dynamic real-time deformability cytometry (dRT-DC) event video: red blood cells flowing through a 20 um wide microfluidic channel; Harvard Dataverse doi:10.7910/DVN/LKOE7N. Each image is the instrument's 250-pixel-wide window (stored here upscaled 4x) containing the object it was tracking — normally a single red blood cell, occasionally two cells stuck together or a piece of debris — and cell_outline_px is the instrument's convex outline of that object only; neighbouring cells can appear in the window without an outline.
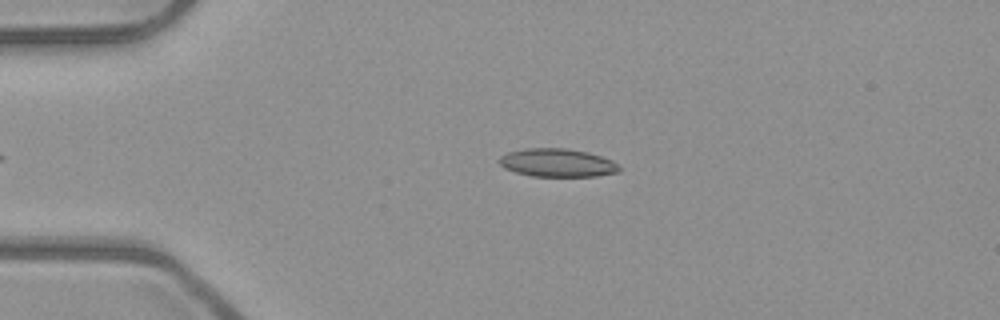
{"species": "common noctule bat (a hibernating species)", "species_latin": "Nyctalus noctula", "temperature_condition": "room temperature", "stored_images_in_passage": 39, "camera_frame_rate_fps": 3000, "um_per_image_px": 0.085, "animal": {"sex": "male", "body_mass_g": 23.1, "forearm_length_mm": 52.7}, "frame": {"image": 1, "passage_image": 5, "time_ms": 1.333, "image_size_px": [1000, 320], "cell_outline_px": [[620, 172], [596, 176], [532, 176], [516, 172], [504, 168], [500, 164], [500, 156], [508, 152], [528, 148], [568, 148], [588, 152], [612, 160], [620, 168]], "centroid_in_image_um": [47.38, 13.83], "position_along_channel_um": 37.6, "area_um2": 19.65}}
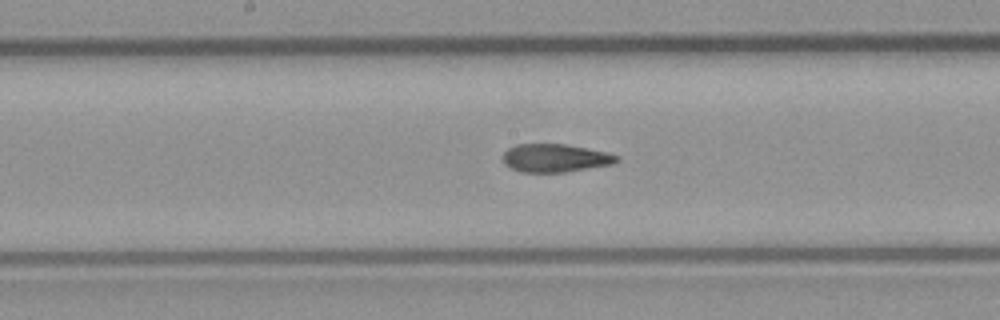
{"frame": {"image": 2, "passage_image": 20, "time_ms": 6.333, "image_size_px": [1000, 320], "cell_outline_px": [[620, 160], [612, 164], [564, 172], [520, 172], [504, 164], [504, 152], [508, 148], [516, 144], [564, 144], [604, 152], [620, 156]], "centroid_in_image_um": [47.17, 13.43], "position_along_channel_um": 201.0, "area_um2": 18.44}}
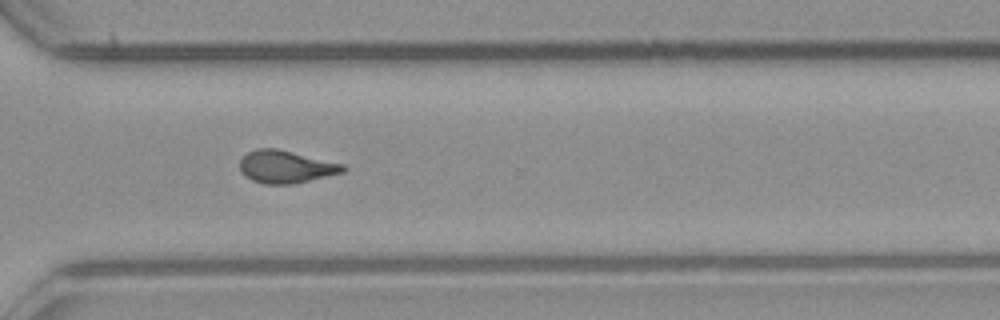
{"frame": {"image": 3, "passage_image": 31, "time_ms": 10.0, "image_size_px": [1000, 320], "cell_outline_px": [[348, 168], [344, 172], [292, 184], [264, 184], [252, 180], [244, 176], [240, 172], [240, 160], [248, 152], [256, 148], [276, 148], [344, 164]], "centroid_in_image_um": [24.28, 14.17], "position_along_channel_um": 346.3, "area_um2": 19.59}, "authors_computed_cell_mechanics": {"area_um2": 19.2474, "velocity_mm_per_s": 3.9739, "shape_relaxation_time_tau1_ms": 11.0712, "shape_relaxation_time_tau2_ms": 1.9799, "deformation_change_tau1": 0.2735, "deformation_change_tau2": 0.0978}}